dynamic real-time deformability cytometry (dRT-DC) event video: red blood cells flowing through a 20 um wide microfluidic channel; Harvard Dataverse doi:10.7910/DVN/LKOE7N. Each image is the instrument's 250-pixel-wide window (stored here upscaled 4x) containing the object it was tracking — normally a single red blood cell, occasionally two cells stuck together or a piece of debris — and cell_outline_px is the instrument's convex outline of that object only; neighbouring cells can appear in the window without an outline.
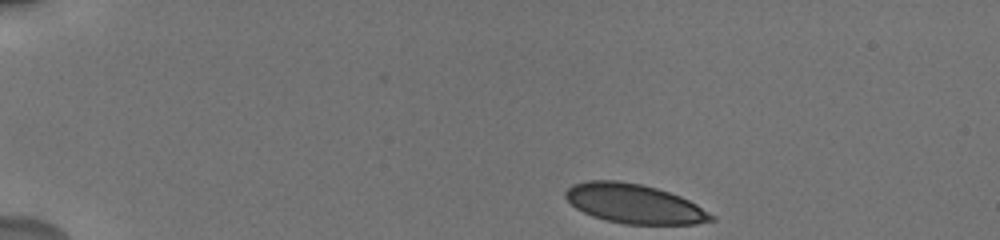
{"species": "human", "species_latin": "Homo sapiens", "temperature_condition": "cold", "stored_images_in_passage": 42, "camera_frame_rate_fps": 3000, "um_per_image_px": 0.085, "donor": {"sex": "male"}, "frame": {"image": 1, "passage_image": 1, "time_ms": 0.0, "image_size_px": [1000, 240], "cell_outline_px": [[716, 220], [696, 224], [624, 224], [592, 216], [576, 208], [564, 196], [564, 192], [572, 184], [588, 180], [616, 180], [640, 184], [656, 188], [680, 196], [696, 204], [716, 216]], "centroid_in_image_um": [53.92, 17.31], "position_along_channel_um": 31.1, "area_um2": 33.35}}
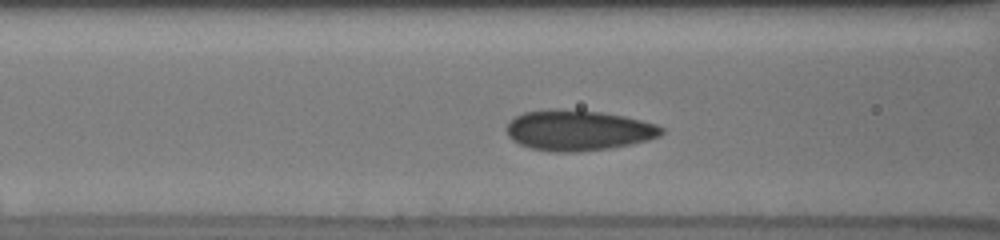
{"frame": {"image": 2, "passage_image": 15, "time_ms": 4.667, "image_size_px": [1000, 240], "cell_outline_px": [[664, 132], [660, 136], [648, 140], [608, 148], [576, 152], [556, 152], [528, 148], [512, 140], [508, 136], [508, 124], [516, 116], [524, 112], [556, 108], [600, 112], [624, 116], [656, 124], [664, 128]], "centroid_in_image_um": [49.15, 11.08], "position_along_channel_um": 117.4, "area_um2": 36.36}}
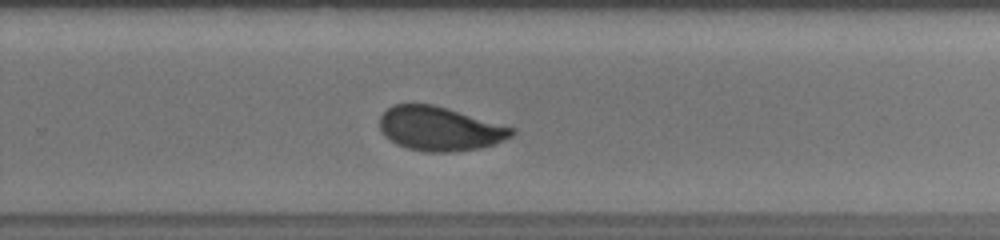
{"frame": {"image": 3, "passage_image": 27, "time_ms": 9.333, "image_size_px": [1000, 240], "cell_outline_px": [[516, 132], [512, 136], [504, 140], [480, 148], [456, 152], [428, 152], [408, 148], [396, 144], [384, 136], [380, 128], [380, 116], [392, 104], [432, 104], [448, 108], [516, 128]], "centroid_in_image_um": [37.39, 10.94], "position_along_channel_um": 292.4, "area_um2": 34.04}, "authors_computed_cell_mechanics": {"area_um2": 34.4488, "velocity_mm_per_s": 3.7588, "shape_relaxation_time_tau1_ms": 3.6953, "shape_relaxation_time_tau2_ms": null, "deformation_change_tau1": 0.1191, "deformation_change_tau2": null}}